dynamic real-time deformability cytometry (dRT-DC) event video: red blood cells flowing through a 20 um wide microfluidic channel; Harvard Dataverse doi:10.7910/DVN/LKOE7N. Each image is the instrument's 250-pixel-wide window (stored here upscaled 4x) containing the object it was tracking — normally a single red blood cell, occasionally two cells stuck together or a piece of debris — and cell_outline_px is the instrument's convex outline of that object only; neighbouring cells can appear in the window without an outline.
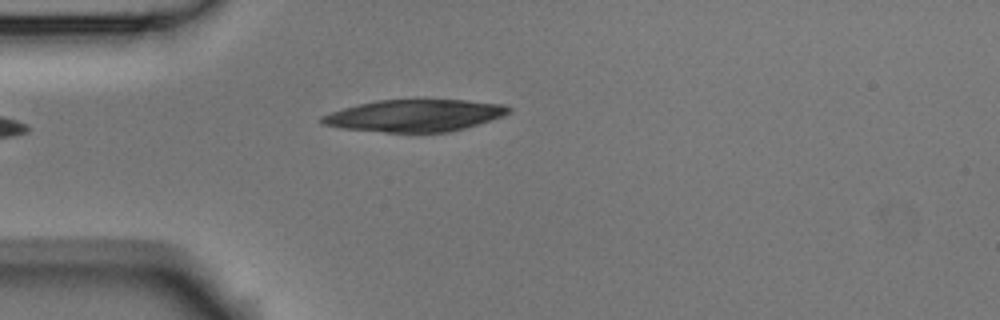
{"species": "Egyptian fruit bat (a non-hibernating species)", "species_latin": "Rousettus aegyptiacus", "temperature_condition": "room temperature", "stored_images_in_passage": 1, "camera_frame_rate_fps": 3000, "um_per_image_px": 0.085, "animal": {"sex": "male"}, "frame": {"image": 1, "passage_image": 1, "time_ms": 0.0, "image_size_px": [1000, 320], "cell_outline_px": [[512, 112], [504, 116], [464, 128], [448, 132], [384, 132], [344, 128], [320, 124], [320, 116], [344, 108], [376, 100], [464, 100], [504, 104], [512, 108]], "centroid_in_image_um": [35.28, 9.82], "position_along_channel_um": 49.7, "area_um2": 34.68}}